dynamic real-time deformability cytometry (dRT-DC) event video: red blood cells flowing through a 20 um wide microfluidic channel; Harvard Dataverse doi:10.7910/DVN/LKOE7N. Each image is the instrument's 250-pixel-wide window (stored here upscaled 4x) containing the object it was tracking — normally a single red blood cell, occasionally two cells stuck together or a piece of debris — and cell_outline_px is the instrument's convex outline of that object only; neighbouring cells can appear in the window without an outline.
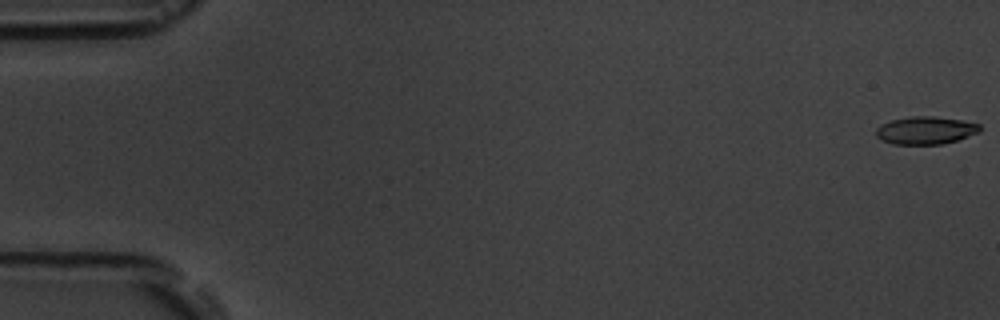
{"species": "common noctule bat (a hibernating species)", "species_latin": "Nyctalus noctula", "temperature_condition": "room temperature", "stored_images_in_passage": 7, "camera_frame_rate_fps": 3000, "um_per_image_px": 0.085, "animal": {"sex": "male", "body_mass_g": 19.5, "forearm_length_mm": 54.6}, "frame": {"image": 1, "passage_image": 1, "time_ms": 0.0, "image_size_px": [1000, 320], "cell_outline_px": [[980, 132], [956, 140], [940, 144], [892, 144], [880, 140], [876, 136], [876, 128], [880, 124], [892, 120], [912, 116], [932, 116], [960, 120], [980, 124]], "centroid_in_image_um": [78.63, 11.08], "position_along_channel_um": 6.4, "area_um2": 16.7}}
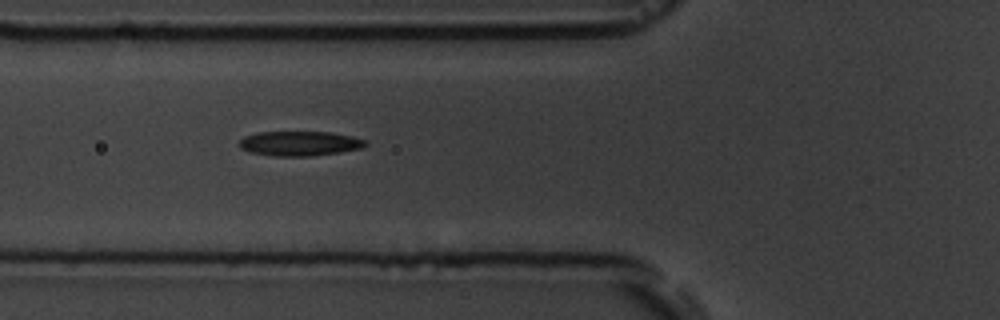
{"frame": {"image": 2, "passage_image": 6, "time_ms": 6.667, "image_size_px": [1000, 320], "cell_outline_px": [[368, 144], [364, 148], [340, 152], [312, 156], [272, 156], [252, 152], [240, 148], [240, 140], [244, 136], [256, 132], [328, 132], [352, 136], [364, 140]], "centroid_in_image_um": [25.48, 12.2], "position_along_channel_um": 100.3, "area_um2": 18.15}}
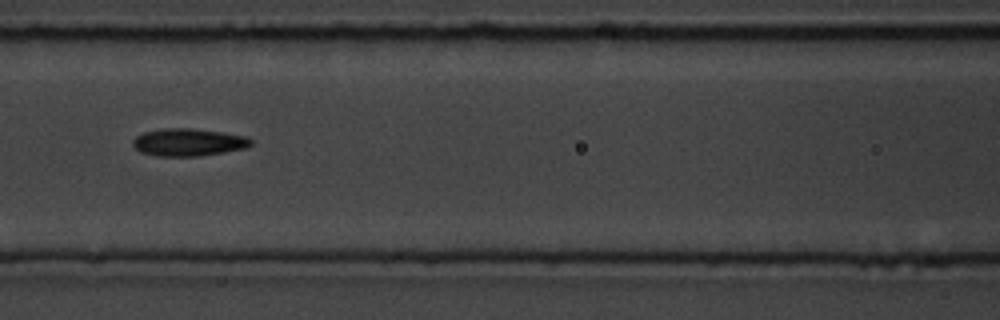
{"frame": {"image": 3, "passage_image": 7, "time_ms": 8.0, "image_size_px": [1000, 320], "cell_outline_px": [[252, 144], [244, 148], [224, 152], [200, 156], [156, 156], [140, 152], [132, 144], [132, 140], [136, 136], [144, 132], [160, 128], [192, 128], [248, 136], [252, 140]], "centroid_in_image_um": [15.99, 12.09], "position_along_channel_um": 150.6, "area_um2": 19.02}}